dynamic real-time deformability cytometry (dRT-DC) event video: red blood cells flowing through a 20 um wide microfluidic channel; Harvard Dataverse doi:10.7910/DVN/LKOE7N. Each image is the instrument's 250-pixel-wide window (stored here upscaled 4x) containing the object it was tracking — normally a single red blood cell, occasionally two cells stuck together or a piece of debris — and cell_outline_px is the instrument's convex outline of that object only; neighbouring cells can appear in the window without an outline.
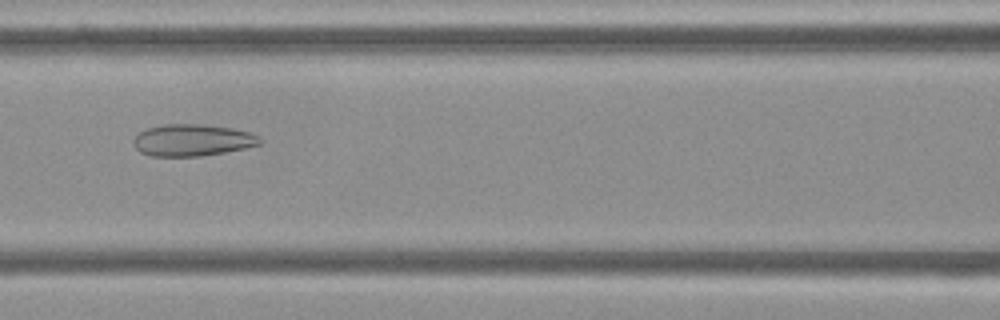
{"species": "Egyptian fruit bat (a non-hibernating species)", "species_latin": "Rousettus aegyptiacus", "temperature_condition": "cold", "stored_images_in_passage": 54, "camera_frame_rate_fps": 3000, "um_per_image_px": 0.085, "frame": {"image": 1, "passage_image": 23, "time_ms": 7.333, "image_size_px": [1000, 320], "cell_outline_px": [[264, 140], [260, 144], [244, 148], [224, 152], [200, 156], [148, 156], [140, 152], [132, 144], [132, 140], [140, 132], [148, 128], [164, 124], [200, 124], [232, 128], [252, 132], [260, 136]], "centroid_in_image_um": [16.36, 11.91], "position_along_channel_um": 150.2, "area_um2": 23.58}}
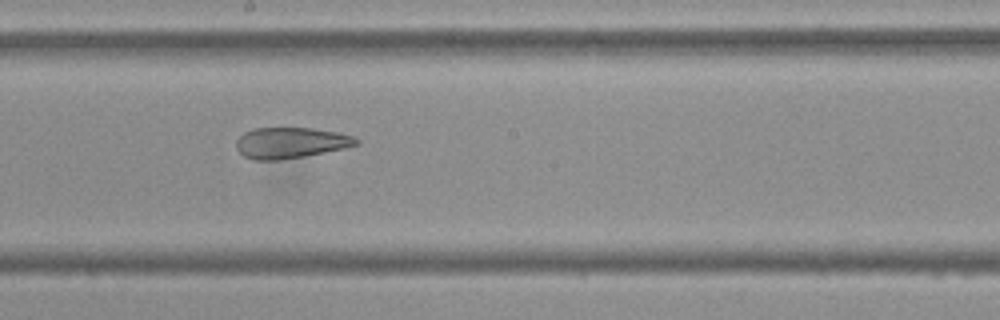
{"frame": {"image": 2, "passage_image": 29, "time_ms": 9.333, "image_size_px": [1000, 320], "cell_outline_px": [[360, 144], [344, 148], [304, 156], [280, 160], [252, 160], [244, 156], [236, 148], [236, 140], [244, 132], [252, 128], [312, 128], [336, 132], [352, 136], [360, 140]], "centroid_in_image_um": [24.68, 12.14], "position_along_channel_um": 223.5, "area_um2": 21.62}}
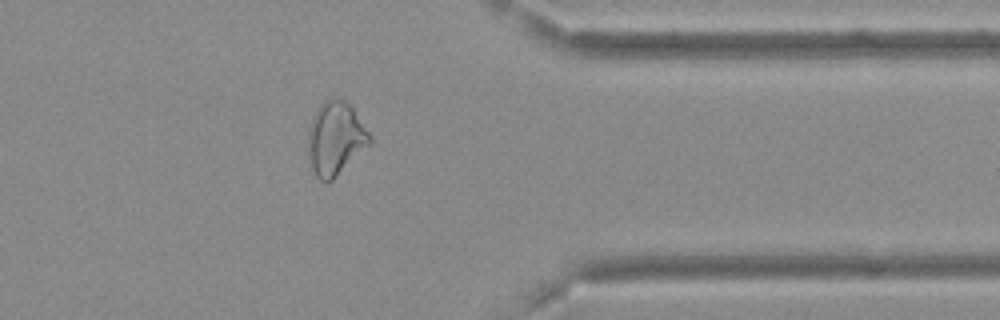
{"frame": {"image": 3, "passage_image": 43, "time_ms": 14.0, "image_size_px": [1000, 320], "cell_outline_px": [[372, 144], [328, 184], [320, 180], [316, 176], [312, 168], [308, 144], [308, 132], [312, 120], [320, 104], [324, 100], [332, 96], [344, 100], [352, 108], [372, 136]], "centroid_in_image_um": [28.54, 11.78], "position_along_channel_um": 382.9, "area_um2": 26.41}, "authors_computed_cell_mechanics": {"area_um2": 27.8018, "velocity_mm_per_s": 3.6707, "shape_relaxation_time_tau1_ms": null, "shape_relaxation_time_tau2_ms": 2.9896, "deformation_change_tau1": null, "deformation_change_tau2": 0.1144}}